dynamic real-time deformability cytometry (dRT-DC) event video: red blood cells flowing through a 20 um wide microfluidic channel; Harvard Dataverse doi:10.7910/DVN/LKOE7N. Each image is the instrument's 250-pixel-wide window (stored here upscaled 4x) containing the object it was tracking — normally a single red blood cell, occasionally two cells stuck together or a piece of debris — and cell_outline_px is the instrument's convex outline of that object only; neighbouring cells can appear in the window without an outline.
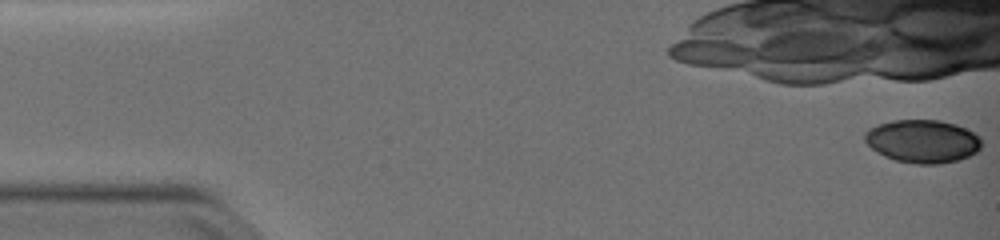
{"species": "common noctule bat (a hibernating species)", "species_latin": "Nyctalus noctula", "temperature_condition": "warm", "stored_images_in_passage": 9, "camera_frame_rate_fps": 3000, "um_per_image_px": 0.085, "animal": {"sex": "female", "body_mass_g": 19.0, "forearm_length_mm": 51.5}, "frame": {"image": 1, "passage_image": 1, "time_ms": 0.0, "image_size_px": [1000, 240], "cell_outline_px": [[980, 148], [976, 152], [960, 160], [940, 164], [916, 164], [896, 160], [884, 156], [876, 152], [864, 140], [864, 132], [876, 124], [892, 120], [940, 120], [956, 124], [980, 136]], "centroid_in_image_um": [78.4, 12.0], "position_along_channel_um": 6.6, "area_um2": 29.42}}